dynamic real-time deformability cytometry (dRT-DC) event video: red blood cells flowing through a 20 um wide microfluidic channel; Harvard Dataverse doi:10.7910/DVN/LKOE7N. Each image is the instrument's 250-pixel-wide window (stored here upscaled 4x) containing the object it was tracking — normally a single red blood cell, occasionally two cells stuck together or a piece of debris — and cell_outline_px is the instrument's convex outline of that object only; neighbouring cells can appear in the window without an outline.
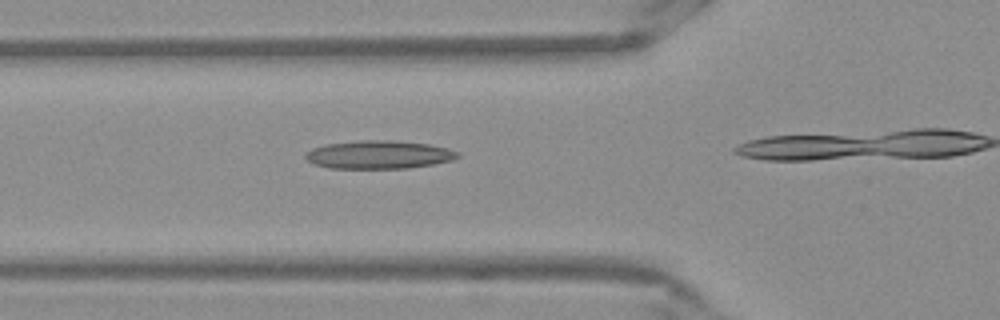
{"species": "Egyptian fruit bat (a non-hibernating species)", "species_latin": "Rousettus aegyptiacus", "temperature_condition": "warm", "stored_images_in_passage": 11, "camera_frame_rate_fps": 3000, "um_per_image_px": 0.085, "frame": {"image": 1, "passage_image": 7, "time_ms": 2.0, "image_size_px": [1000, 320], "cell_outline_px": [[460, 156], [452, 160], [432, 164], [408, 168], [328, 168], [312, 164], [304, 156], [312, 148], [328, 144], [360, 140], [392, 140], [428, 144], [448, 148], [460, 152]], "centroid_in_image_um": [32.21, 13.15], "position_along_channel_um": 93.6, "area_um2": 24.97}}